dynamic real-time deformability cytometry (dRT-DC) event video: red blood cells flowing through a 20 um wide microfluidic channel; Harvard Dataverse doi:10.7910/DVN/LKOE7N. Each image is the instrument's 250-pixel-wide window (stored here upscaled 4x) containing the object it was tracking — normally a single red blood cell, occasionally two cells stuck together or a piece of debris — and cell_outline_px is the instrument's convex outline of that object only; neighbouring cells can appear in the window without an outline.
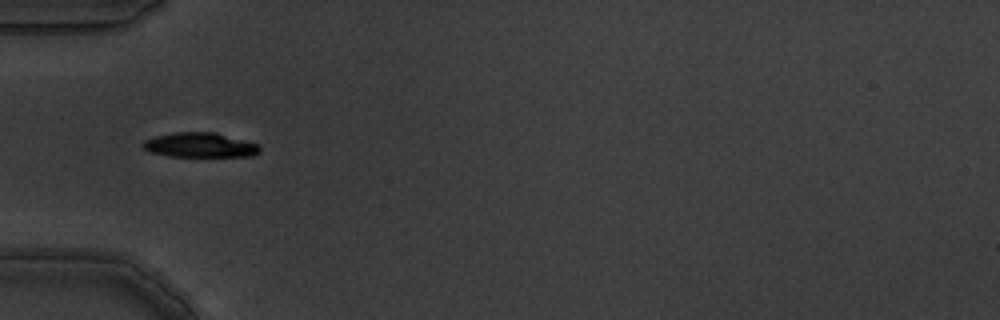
{"species": "common noctule bat (a hibernating species)", "species_latin": "Nyctalus noctula", "temperature_condition": "warm", "stored_images_in_passage": 10, "camera_frame_rate_fps": 3000, "um_per_image_px": 0.085, "animal": {"sex": "male", "body_mass_g": 19.5, "forearm_length_mm": 54.6}, "frame": {"image": 1, "passage_image": 6, "time_ms": 1.667, "image_size_px": [1000, 320], "cell_outline_px": [[260, 152], [252, 156], [168, 156], [148, 152], [140, 144], [144, 140], [156, 136], [172, 132], [216, 132], [260, 144]], "centroid_in_image_um": [16.99, 12.32], "position_along_channel_um": 68.0, "area_um2": 16.99}}